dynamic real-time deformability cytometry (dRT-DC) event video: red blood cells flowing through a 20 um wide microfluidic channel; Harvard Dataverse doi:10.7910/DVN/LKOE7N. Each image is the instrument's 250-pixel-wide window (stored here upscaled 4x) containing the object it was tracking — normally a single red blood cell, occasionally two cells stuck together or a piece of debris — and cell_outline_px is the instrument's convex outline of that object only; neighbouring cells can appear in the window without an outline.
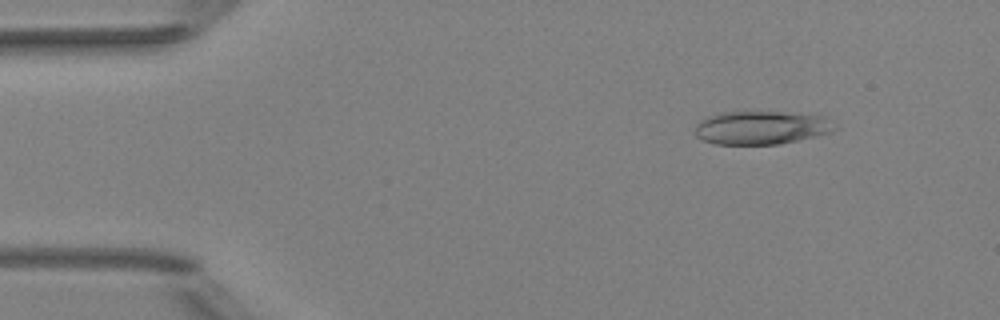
{"species": "Egyptian fruit bat (a non-hibernating species)", "species_latin": "Rousettus aegyptiacus", "temperature_condition": "room temperature", "stored_images_in_passage": 6, "camera_frame_rate_fps": 3000, "um_per_image_px": 0.085, "animal": {"sex": "female"}, "frame": {"image": 1, "passage_image": 2, "time_ms": 0.333, "image_size_px": [1000, 320], "cell_outline_px": [[840, 128], [832, 132], [816, 136], [780, 144], [716, 144], [704, 140], [696, 136], [692, 132], [696, 124], [700, 120], [708, 116], [720, 112], [784, 112], [824, 116]], "centroid_in_image_um": [64.71, 10.85], "position_along_channel_um": 20.3, "area_um2": 27.4}}
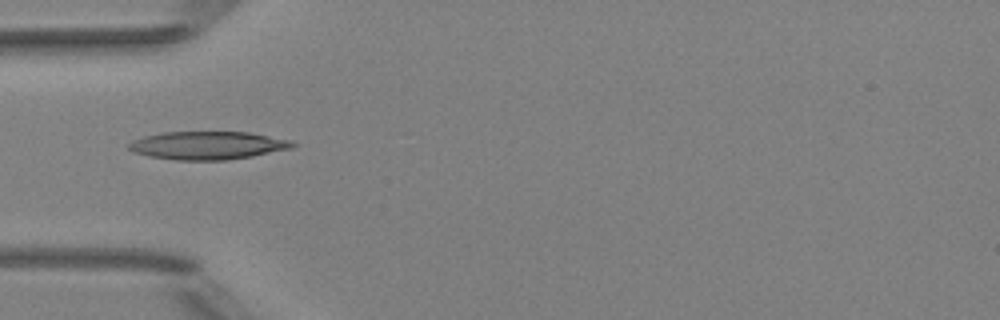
{"frame": {"image": 2, "passage_image": 5, "time_ms": 1.333, "image_size_px": [1000, 320], "cell_outline_px": [[296, 144], [292, 148], [252, 156], [228, 160], [176, 160], [148, 156], [132, 152], [128, 148], [128, 144], [132, 140], [144, 136], [164, 132], [248, 132], [292, 140]], "centroid_in_image_um": [17.64, 12.36], "position_along_channel_um": 67.4, "area_um2": 26.88}}
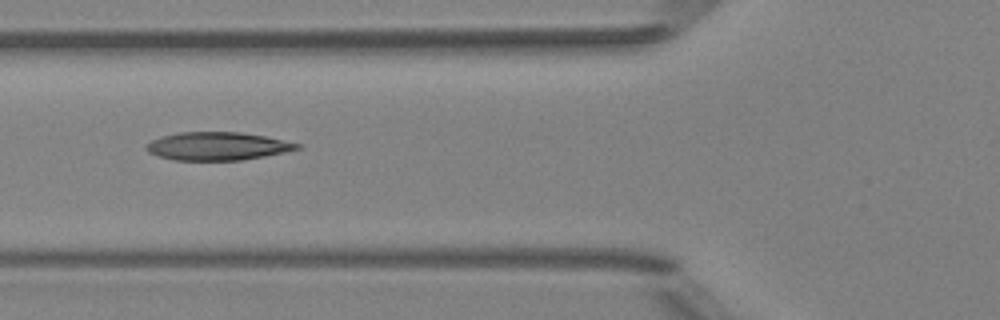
{"frame": {"image": 3, "passage_image": 6, "time_ms": 1.667, "image_size_px": [1000, 320], "cell_outline_px": [[304, 144], [300, 148], [284, 152], [264, 156], [240, 160], [176, 160], [160, 156], [148, 152], [144, 148], [144, 144], [160, 136], [180, 132], [240, 132], [264, 136]], "centroid_in_image_um": [18.47, 12.41], "position_along_channel_um": 107.3, "area_um2": 24.68}}